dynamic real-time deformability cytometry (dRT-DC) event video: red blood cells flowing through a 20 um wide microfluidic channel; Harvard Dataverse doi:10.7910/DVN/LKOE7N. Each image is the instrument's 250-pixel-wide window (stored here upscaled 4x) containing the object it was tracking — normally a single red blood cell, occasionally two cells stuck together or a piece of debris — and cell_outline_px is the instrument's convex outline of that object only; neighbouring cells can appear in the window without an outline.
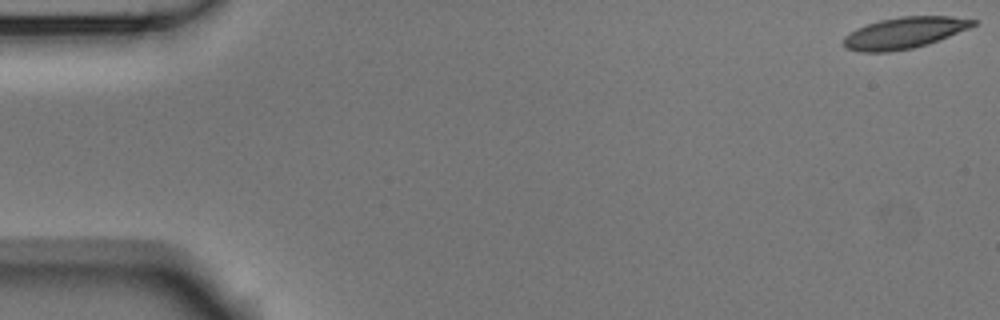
{"species": "Egyptian fruit bat (a non-hibernating species)", "species_latin": "Rousettus aegyptiacus", "temperature_condition": "room temperature", "stored_images_in_passage": 54, "camera_frame_rate_fps": 3000, "um_per_image_px": 0.085, "animal": {"sex": "male"}, "frame": {"image": 1, "passage_image": 1, "time_ms": 0.0, "image_size_px": [1000, 320], "cell_outline_px": [[976, 24], [968, 28], [928, 44], [912, 48], [888, 52], [860, 52], [844, 48], [844, 36], [856, 28], [880, 20], [900, 16], [952, 16], [976, 20]], "centroid_in_image_um": [76.83, 2.79], "position_along_channel_um": 8.2, "area_um2": 23.52}}
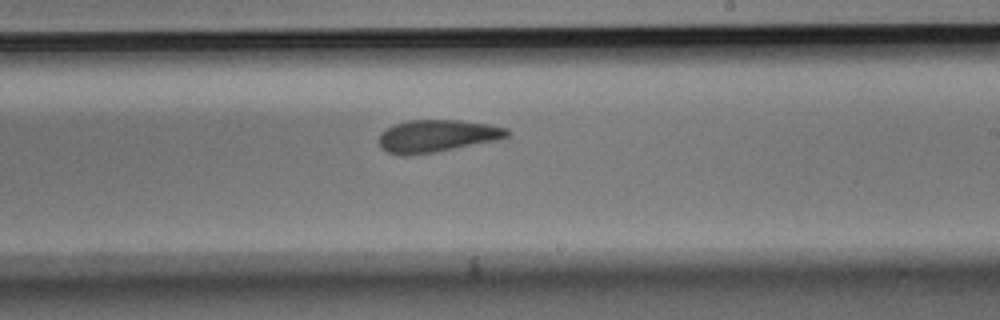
{"frame": {"image": 2, "passage_image": 32, "time_ms": 10.333, "image_size_px": [1000, 320], "cell_outline_px": [[512, 132], [508, 136], [500, 140], [432, 152], [408, 156], [400, 156], [388, 152], [380, 148], [380, 132], [396, 124], [408, 120], [460, 120], [488, 124], [508, 128]], "centroid_in_image_um": [37.18, 11.56], "position_along_channel_um": 251.8, "area_um2": 24.22}}
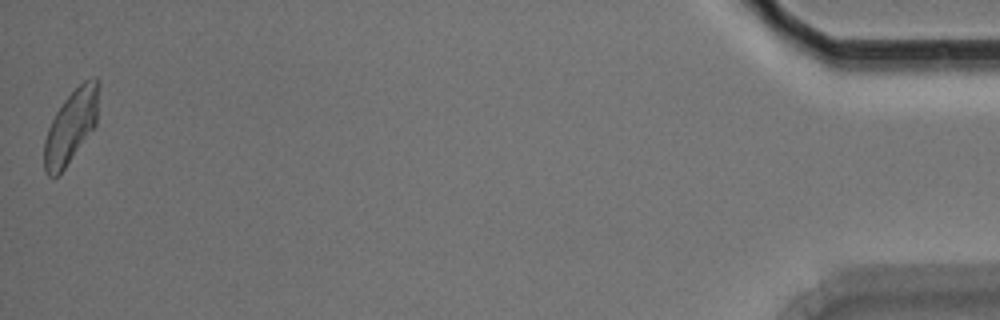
{"frame": {"image": 3, "passage_image": 54, "time_ms": 17.667, "image_size_px": [1000, 320], "cell_outline_px": [[100, 84], [96, 124], [64, 168], [56, 176], [48, 176], [44, 172], [44, 140], [48, 128], [56, 112], [64, 100], [84, 80], [92, 76], [96, 76], [100, 80]], "centroid_in_image_um": [6.05, 10.69], "position_along_channel_um": 429.2, "area_um2": 23.0}, "authors_computed_cell_mechanics": {"area_um2": 24.1315, "velocity_mm_per_s": 3.6978, "shape_relaxation_time_tau1_ms": 8.3365, "shape_relaxation_time_tau2_ms": 5.9656, "deformation_change_tau1": 0.1899, "deformation_change_tau2": 0.1508}}